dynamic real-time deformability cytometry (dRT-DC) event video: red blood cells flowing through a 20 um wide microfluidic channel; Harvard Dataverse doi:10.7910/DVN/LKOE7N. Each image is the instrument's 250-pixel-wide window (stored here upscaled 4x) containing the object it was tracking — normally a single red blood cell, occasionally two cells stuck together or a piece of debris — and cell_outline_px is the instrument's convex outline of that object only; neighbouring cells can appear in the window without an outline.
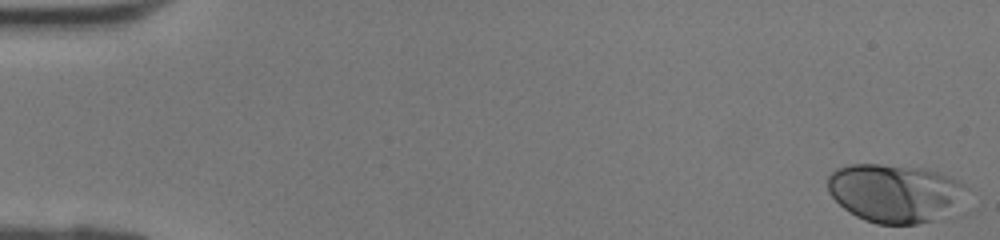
{"species": "human", "species_latin": "Homo sapiens", "temperature_condition": "room temperature", "stored_images_in_passage": 42, "camera_frame_rate_fps": 3000, "um_per_image_px": 0.085, "donor": {"sex": "female"}, "frame": {"image": 1, "passage_image": 1, "time_ms": 0.0, "image_size_px": [1000, 240], "cell_outline_px": [[968, 212], [956, 216], [916, 224], [876, 224], [864, 220], [856, 216], [844, 208], [828, 192], [828, 176], [836, 168], [852, 164], [880, 164], [924, 168], [960, 180], [968, 188]], "centroid_in_image_um": [76.28, 16.46], "position_along_channel_um": 8.7, "area_um2": 49.25}}
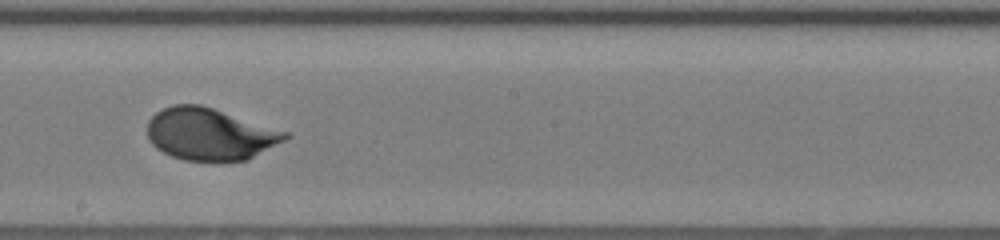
{"frame": {"image": 2, "passage_image": 24, "time_ms": 7.667, "image_size_px": [1000, 240], "cell_outline_px": [[292, 136], [248, 160], [184, 160], [172, 156], [156, 148], [152, 144], [148, 136], [148, 120], [156, 112], [172, 104], [200, 104], [288, 132]], "centroid_in_image_um": [17.84, 11.39], "position_along_channel_um": 230.4, "area_um2": 41.44}}
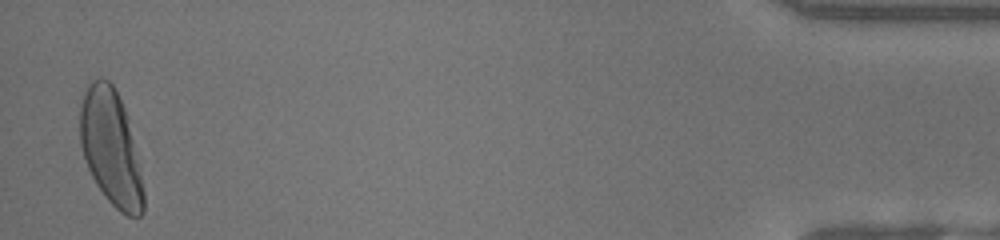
{"frame": {"image": 3, "passage_image": 41, "time_ms": 13.333, "image_size_px": [1000, 240], "cell_outline_px": [[144, 212], [140, 216], [128, 216], [120, 212], [104, 196], [96, 184], [88, 168], [80, 144], [80, 104], [84, 88], [92, 80], [100, 76], [108, 80], [112, 84], [128, 116], [140, 164], [144, 192]], "centroid_in_image_um": [9.43, 12.55], "position_along_channel_um": 425.8, "area_um2": 43.18}}